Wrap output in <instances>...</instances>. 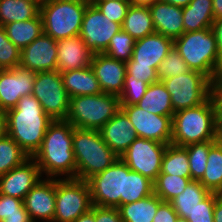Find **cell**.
Returning a JSON list of instances; mask_svg holds the SVG:
<instances>
[{"mask_svg":"<svg viewBox=\"0 0 222 222\" xmlns=\"http://www.w3.org/2000/svg\"><path fill=\"white\" fill-rule=\"evenodd\" d=\"M214 18L222 17V0H212Z\"/></svg>","mask_w":222,"mask_h":222,"instance_id":"cell-54","label":"cell"},{"mask_svg":"<svg viewBox=\"0 0 222 222\" xmlns=\"http://www.w3.org/2000/svg\"><path fill=\"white\" fill-rule=\"evenodd\" d=\"M215 142L216 141H204L185 146L192 180L199 181L203 177L209 150Z\"/></svg>","mask_w":222,"mask_h":222,"instance_id":"cell-37","label":"cell"},{"mask_svg":"<svg viewBox=\"0 0 222 222\" xmlns=\"http://www.w3.org/2000/svg\"><path fill=\"white\" fill-rule=\"evenodd\" d=\"M119 1H124V2L132 3V0H119Z\"/></svg>","mask_w":222,"mask_h":222,"instance_id":"cell-60","label":"cell"},{"mask_svg":"<svg viewBox=\"0 0 222 222\" xmlns=\"http://www.w3.org/2000/svg\"><path fill=\"white\" fill-rule=\"evenodd\" d=\"M36 72L18 65L0 71V109H13L18 101L32 94Z\"/></svg>","mask_w":222,"mask_h":222,"instance_id":"cell-15","label":"cell"},{"mask_svg":"<svg viewBox=\"0 0 222 222\" xmlns=\"http://www.w3.org/2000/svg\"><path fill=\"white\" fill-rule=\"evenodd\" d=\"M216 141L222 146V125H217Z\"/></svg>","mask_w":222,"mask_h":222,"instance_id":"cell-57","label":"cell"},{"mask_svg":"<svg viewBox=\"0 0 222 222\" xmlns=\"http://www.w3.org/2000/svg\"><path fill=\"white\" fill-rule=\"evenodd\" d=\"M95 222H123L119 209L95 206Z\"/></svg>","mask_w":222,"mask_h":222,"instance_id":"cell-46","label":"cell"},{"mask_svg":"<svg viewBox=\"0 0 222 222\" xmlns=\"http://www.w3.org/2000/svg\"><path fill=\"white\" fill-rule=\"evenodd\" d=\"M57 50V70L60 73L90 66L94 54L79 35L57 40Z\"/></svg>","mask_w":222,"mask_h":222,"instance_id":"cell-22","label":"cell"},{"mask_svg":"<svg viewBox=\"0 0 222 222\" xmlns=\"http://www.w3.org/2000/svg\"><path fill=\"white\" fill-rule=\"evenodd\" d=\"M7 135L32 157L40 148L48 126L53 121L31 94L23 96L7 112Z\"/></svg>","mask_w":222,"mask_h":222,"instance_id":"cell-2","label":"cell"},{"mask_svg":"<svg viewBox=\"0 0 222 222\" xmlns=\"http://www.w3.org/2000/svg\"><path fill=\"white\" fill-rule=\"evenodd\" d=\"M135 42L133 37L121 29L110 39L109 46L103 53L113 59L127 63L132 58Z\"/></svg>","mask_w":222,"mask_h":222,"instance_id":"cell-38","label":"cell"},{"mask_svg":"<svg viewBox=\"0 0 222 222\" xmlns=\"http://www.w3.org/2000/svg\"><path fill=\"white\" fill-rule=\"evenodd\" d=\"M32 95L40 102L44 112L52 120H65L70 96L58 70L36 72Z\"/></svg>","mask_w":222,"mask_h":222,"instance_id":"cell-11","label":"cell"},{"mask_svg":"<svg viewBox=\"0 0 222 222\" xmlns=\"http://www.w3.org/2000/svg\"><path fill=\"white\" fill-rule=\"evenodd\" d=\"M159 0H132V5L150 7Z\"/></svg>","mask_w":222,"mask_h":222,"instance_id":"cell-55","label":"cell"},{"mask_svg":"<svg viewBox=\"0 0 222 222\" xmlns=\"http://www.w3.org/2000/svg\"><path fill=\"white\" fill-rule=\"evenodd\" d=\"M161 81L171 95L174 112L197 107L210 98L211 80L200 72L190 70Z\"/></svg>","mask_w":222,"mask_h":222,"instance_id":"cell-9","label":"cell"},{"mask_svg":"<svg viewBox=\"0 0 222 222\" xmlns=\"http://www.w3.org/2000/svg\"><path fill=\"white\" fill-rule=\"evenodd\" d=\"M57 41L42 33L21 50L20 66L34 72L57 70Z\"/></svg>","mask_w":222,"mask_h":222,"instance_id":"cell-16","label":"cell"},{"mask_svg":"<svg viewBox=\"0 0 222 222\" xmlns=\"http://www.w3.org/2000/svg\"><path fill=\"white\" fill-rule=\"evenodd\" d=\"M99 132L104 142L119 158L137 138L133 124L122 109Z\"/></svg>","mask_w":222,"mask_h":222,"instance_id":"cell-21","label":"cell"},{"mask_svg":"<svg viewBox=\"0 0 222 222\" xmlns=\"http://www.w3.org/2000/svg\"><path fill=\"white\" fill-rule=\"evenodd\" d=\"M149 9L156 33L163 34L173 41L184 33L182 7L159 0Z\"/></svg>","mask_w":222,"mask_h":222,"instance_id":"cell-23","label":"cell"},{"mask_svg":"<svg viewBox=\"0 0 222 222\" xmlns=\"http://www.w3.org/2000/svg\"><path fill=\"white\" fill-rule=\"evenodd\" d=\"M74 127L66 120H53L45 133L40 148L32 156L42 175L47 178L66 176L76 178L73 151Z\"/></svg>","mask_w":222,"mask_h":222,"instance_id":"cell-1","label":"cell"},{"mask_svg":"<svg viewBox=\"0 0 222 222\" xmlns=\"http://www.w3.org/2000/svg\"><path fill=\"white\" fill-rule=\"evenodd\" d=\"M74 222H95V205L88 212L79 216Z\"/></svg>","mask_w":222,"mask_h":222,"instance_id":"cell-52","label":"cell"},{"mask_svg":"<svg viewBox=\"0 0 222 222\" xmlns=\"http://www.w3.org/2000/svg\"><path fill=\"white\" fill-rule=\"evenodd\" d=\"M103 93L120 96L124 87L126 63L104 53H94L90 64Z\"/></svg>","mask_w":222,"mask_h":222,"instance_id":"cell-20","label":"cell"},{"mask_svg":"<svg viewBox=\"0 0 222 222\" xmlns=\"http://www.w3.org/2000/svg\"><path fill=\"white\" fill-rule=\"evenodd\" d=\"M21 50L7 37L3 26H0V67L12 69L20 64Z\"/></svg>","mask_w":222,"mask_h":222,"instance_id":"cell-40","label":"cell"},{"mask_svg":"<svg viewBox=\"0 0 222 222\" xmlns=\"http://www.w3.org/2000/svg\"><path fill=\"white\" fill-rule=\"evenodd\" d=\"M200 183L210 192L222 194V146L216 141L210 148Z\"/></svg>","mask_w":222,"mask_h":222,"instance_id":"cell-32","label":"cell"},{"mask_svg":"<svg viewBox=\"0 0 222 222\" xmlns=\"http://www.w3.org/2000/svg\"><path fill=\"white\" fill-rule=\"evenodd\" d=\"M63 85L70 98L103 93L91 66L61 73Z\"/></svg>","mask_w":222,"mask_h":222,"instance_id":"cell-24","label":"cell"},{"mask_svg":"<svg viewBox=\"0 0 222 222\" xmlns=\"http://www.w3.org/2000/svg\"><path fill=\"white\" fill-rule=\"evenodd\" d=\"M73 151L76 179L84 181L103 172L119 158L104 142L99 130L74 128Z\"/></svg>","mask_w":222,"mask_h":222,"instance_id":"cell-5","label":"cell"},{"mask_svg":"<svg viewBox=\"0 0 222 222\" xmlns=\"http://www.w3.org/2000/svg\"><path fill=\"white\" fill-rule=\"evenodd\" d=\"M23 203L32 222H36L38 219L53 222L56 204V178L41 179L28 192Z\"/></svg>","mask_w":222,"mask_h":222,"instance_id":"cell-18","label":"cell"},{"mask_svg":"<svg viewBox=\"0 0 222 222\" xmlns=\"http://www.w3.org/2000/svg\"><path fill=\"white\" fill-rule=\"evenodd\" d=\"M162 2H166L175 6L185 7L187 6L191 0H160Z\"/></svg>","mask_w":222,"mask_h":222,"instance_id":"cell-56","label":"cell"},{"mask_svg":"<svg viewBox=\"0 0 222 222\" xmlns=\"http://www.w3.org/2000/svg\"><path fill=\"white\" fill-rule=\"evenodd\" d=\"M121 28L135 40L156 32L149 7L132 4L128 9Z\"/></svg>","mask_w":222,"mask_h":222,"instance_id":"cell-28","label":"cell"},{"mask_svg":"<svg viewBox=\"0 0 222 222\" xmlns=\"http://www.w3.org/2000/svg\"><path fill=\"white\" fill-rule=\"evenodd\" d=\"M121 109L119 96L101 93L70 98L65 118L74 128L100 130Z\"/></svg>","mask_w":222,"mask_h":222,"instance_id":"cell-7","label":"cell"},{"mask_svg":"<svg viewBox=\"0 0 222 222\" xmlns=\"http://www.w3.org/2000/svg\"><path fill=\"white\" fill-rule=\"evenodd\" d=\"M217 111V125H222V108H216Z\"/></svg>","mask_w":222,"mask_h":222,"instance_id":"cell-58","label":"cell"},{"mask_svg":"<svg viewBox=\"0 0 222 222\" xmlns=\"http://www.w3.org/2000/svg\"><path fill=\"white\" fill-rule=\"evenodd\" d=\"M41 177L38 164L30 157L23 164L0 176V194L24 200Z\"/></svg>","mask_w":222,"mask_h":222,"instance_id":"cell-17","label":"cell"},{"mask_svg":"<svg viewBox=\"0 0 222 222\" xmlns=\"http://www.w3.org/2000/svg\"><path fill=\"white\" fill-rule=\"evenodd\" d=\"M213 215L214 222H222V194H220L215 200Z\"/></svg>","mask_w":222,"mask_h":222,"instance_id":"cell-51","label":"cell"},{"mask_svg":"<svg viewBox=\"0 0 222 222\" xmlns=\"http://www.w3.org/2000/svg\"><path fill=\"white\" fill-rule=\"evenodd\" d=\"M91 0H44L40 5L43 33L54 40L78 36Z\"/></svg>","mask_w":222,"mask_h":222,"instance_id":"cell-6","label":"cell"},{"mask_svg":"<svg viewBox=\"0 0 222 222\" xmlns=\"http://www.w3.org/2000/svg\"><path fill=\"white\" fill-rule=\"evenodd\" d=\"M184 32L200 31L211 28L214 22L212 0H191L182 7Z\"/></svg>","mask_w":222,"mask_h":222,"instance_id":"cell-25","label":"cell"},{"mask_svg":"<svg viewBox=\"0 0 222 222\" xmlns=\"http://www.w3.org/2000/svg\"><path fill=\"white\" fill-rule=\"evenodd\" d=\"M178 214L175 212L170 202L163 201L157 209L153 222H176Z\"/></svg>","mask_w":222,"mask_h":222,"instance_id":"cell-47","label":"cell"},{"mask_svg":"<svg viewBox=\"0 0 222 222\" xmlns=\"http://www.w3.org/2000/svg\"><path fill=\"white\" fill-rule=\"evenodd\" d=\"M56 179V204L53 222H74L92 205L87 181L63 177Z\"/></svg>","mask_w":222,"mask_h":222,"instance_id":"cell-8","label":"cell"},{"mask_svg":"<svg viewBox=\"0 0 222 222\" xmlns=\"http://www.w3.org/2000/svg\"><path fill=\"white\" fill-rule=\"evenodd\" d=\"M160 173L180 177H191L186 148L168 144L162 158Z\"/></svg>","mask_w":222,"mask_h":222,"instance_id":"cell-33","label":"cell"},{"mask_svg":"<svg viewBox=\"0 0 222 222\" xmlns=\"http://www.w3.org/2000/svg\"><path fill=\"white\" fill-rule=\"evenodd\" d=\"M127 165L118 158L110 167L87 180L92 205L118 208L125 197Z\"/></svg>","mask_w":222,"mask_h":222,"instance_id":"cell-10","label":"cell"},{"mask_svg":"<svg viewBox=\"0 0 222 222\" xmlns=\"http://www.w3.org/2000/svg\"><path fill=\"white\" fill-rule=\"evenodd\" d=\"M29 158L9 135L0 139V176L23 164Z\"/></svg>","mask_w":222,"mask_h":222,"instance_id":"cell-35","label":"cell"},{"mask_svg":"<svg viewBox=\"0 0 222 222\" xmlns=\"http://www.w3.org/2000/svg\"><path fill=\"white\" fill-rule=\"evenodd\" d=\"M119 23L109 20L90 2L87 5L79 36L92 53H103L110 39L121 30Z\"/></svg>","mask_w":222,"mask_h":222,"instance_id":"cell-13","label":"cell"},{"mask_svg":"<svg viewBox=\"0 0 222 222\" xmlns=\"http://www.w3.org/2000/svg\"><path fill=\"white\" fill-rule=\"evenodd\" d=\"M148 84L137 79H125L124 87L119 96L120 105H135L144 96Z\"/></svg>","mask_w":222,"mask_h":222,"instance_id":"cell-42","label":"cell"},{"mask_svg":"<svg viewBox=\"0 0 222 222\" xmlns=\"http://www.w3.org/2000/svg\"><path fill=\"white\" fill-rule=\"evenodd\" d=\"M109 20L119 23L121 26L132 3L119 0H91Z\"/></svg>","mask_w":222,"mask_h":222,"instance_id":"cell-41","label":"cell"},{"mask_svg":"<svg viewBox=\"0 0 222 222\" xmlns=\"http://www.w3.org/2000/svg\"><path fill=\"white\" fill-rule=\"evenodd\" d=\"M173 47L190 70L200 72L210 80L222 69V58L211 28L184 32L174 40Z\"/></svg>","mask_w":222,"mask_h":222,"instance_id":"cell-4","label":"cell"},{"mask_svg":"<svg viewBox=\"0 0 222 222\" xmlns=\"http://www.w3.org/2000/svg\"><path fill=\"white\" fill-rule=\"evenodd\" d=\"M215 108H222V69L211 80V94Z\"/></svg>","mask_w":222,"mask_h":222,"instance_id":"cell-48","label":"cell"},{"mask_svg":"<svg viewBox=\"0 0 222 222\" xmlns=\"http://www.w3.org/2000/svg\"><path fill=\"white\" fill-rule=\"evenodd\" d=\"M191 181V177L159 173L156 181L153 183L154 193L160 197L162 201L170 202L183 192Z\"/></svg>","mask_w":222,"mask_h":222,"instance_id":"cell-36","label":"cell"},{"mask_svg":"<svg viewBox=\"0 0 222 222\" xmlns=\"http://www.w3.org/2000/svg\"><path fill=\"white\" fill-rule=\"evenodd\" d=\"M174 41L163 34L153 33L135 42L132 58L126 66H143L157 69L173 49Z\"/></svg>","mask_w":222,"mask_h":222,"instance_id":"cell-19","label":"cell"},{"mask_svg":"<svg viewBox=\"0 0 222 222\" xmlns=\"http://www.w3.org/2000/svg\"><path fill=\"white\" fill-rule=\"evenodd\" d=\"M3 27L10 41L22 50L43 33V20L39 14L36 18L12 22Z\"/></svg>","mask_w":222,"mask_h":222,"instance_id":"cell-29","label":"cell"},{"mask_svg":"<svg viewBox=\"0 0 222 222\" xmlns=\"http://www.w3.org/2000/svg\"><path fill=\"white\" fill-rule=\"evenodd\" d=\"M171 144L188 146L216 141L217 111L210 97L201 105L176 111L172 118Z\"/></svg>","mask_w":222,"mask_h":222,"instance_id":"cell-3","label":"cell"},{"mask_svg":"<svg viewBox=\"0 0 222 222\" xmlns=\"http://www.w3.org/2000/svg\"><path fill=\"white\" fill-rule=\"evenodd\" d=\"M125 79L141 80L148 85L159 81L155 68L143 66H126Z\"/></svg>","mask_w":222,"mask_h":222,"instance_id":"cell-44","label":"cell"},{"mask_svg":"<svg viewBox=\"0 0 222 222\" xmlns=\"http://www.w3.org/2000/svg\"><path fill=\"white\" fill-rule=\"evenodd\" d=\"M189 71L190 69L187 63L173 47V49L167 54L165 59L157 67L156 74L159 78V81H161L162 79L179 76Z\"/></svg>","mask_w":222,"mask_h":222,"instance_id":"cell-39","label":"cell"},{"mask_svg":"<svg viewBox=\"0 0 222 222\" xmlns=\"http://www.w3.org/2000/svg\"><path fill=\"white\" fill-rule=\"evenodd\" d=\"M7 135V113L0 109V139Z\"/></svg>","mask_w":222,"mask_h":222,"instance_id":"cell-53","label":"cell"},{"mask_svg":"<svg viewBox=\"0 0 222 222\" xmlns=\"http://www.w3.org/2000/svg\"><path fill=\"white\" fill-rule=\"evenodd\" d=\"M153 193V182L127 166L125 197H121V205L142 200Z\"/></svg>","mask_w":222,"mask_h":222,"instance_id":"cell-34","label":"cell"},{"mask_svg":"<svg viewBox=\"0 0 222 222\" xmlns=\"http://www.w3.org/2000/svg\"><path fill=\"white\" fill-rule=\"evenodd\" d=\"M1 222H32V220L26 210H20V214L5 216Z\"/></svg>","mask_w":222,"mask_h":222,"instance_id":"cell-50","label":"cell"},{"mask_svg":"<svg viewBox=\"0 0 222 222\" xmlns=\"http://www.w3.org/2000/svg\"><path fill=\"white\" fill-rule=\"evenodd\" d=\"M211 30L214 33L217 42V48L222 58V17L214 20L211 26Z\"/></svg>","mask_w":222,"mask_h":222,"instance_id":"cell-49","label":"cell"},{"mask_svg":"<svg viewBox=\"0 0 222 222\" xmlns=\"http://www.w3.org/2000/svg\"><path fill=\"white\" fill-rule=\"evenodd\" d=\"M40 5L34 0H0V26L36 18Z\"/></svg>","mask_w":222,"mask_h":222,"instance_id":"cell-27","label":"cell"},{"mask_svg":"<svg viewBox=\"0 0 222 222\" xmlns=\"http://www.w3.org/2000/svg\"><path fill=\"white\" fill-rule=\"evenodd\" d=\"M133 124L137 137L171 144L172 118L155 115L135 105H120Z\"/></svg>","mask_w":222,"mask_h":222,"instance_id":"cell-14","label":"cell"},{"mask_svg":"<svg viewBox=\"0 0 222 222\" xmlns=\"http://www.w3.org/2000/svg\"><path fill=\"white\" fill-rule=\"evenodd\" d=\"M136 105L155 115L173 117L175 113L172 108L171 95L162 81L149 84L143 98Z\"/></svg>","mask_w":222,"mask_h":222,"instance_id":"cell-26","label":"cell"},{"mask_svg":"<svg viewBox=\"0 0 222 222\" xmlns=\"http://www.w3.org/2000/svg\"><path fill=\"white\" fill-rule=\"evenodd\" d=\"M220 194L210 193L186 218L188 222H214L215 200Z\"/></svg>","mask_w":222,"mask_h":222,"instance_id":"cell-43","label":"cell"},{"mask_svg":"<svg viewBox=\"0 0 222 222\" xmlns=\"http://www.w3.org/2000/svg\"><path fill=\"white\" fill-rule=\"evenodd\" d=\"M168 144L137 137L120 157L130 170L156 181Z\"/></svg>","mask_w":222,"mask_h":222,"instance_id":"cell-12","label":"cell"},{"mask_svg":"<svg viewBox=\"0 0 222 222\" xmlns=\"http://www.w3.org/2000/svg\"><path fill=\"white\" fill-rule=\"evenodd\" d=\"M176 222H188L186 219L184 218H179L176 220Z\"/></svg>","mask_w":222,"mask_h":222,"instance_id":"cell-59","label":"cell"},{"mask_svg":"<svg viewBox=\"0 0 222 222\" xmlns=\"http://www.w3.org/2000/svg\"><path fill=\"white\" fill-rule=\"evenodd\" d=\"M20 210H26L23 200L0 194V222L5 216L20 214Z\"/></svg>","mask_w":222,"mask_h":222,"instance_id":"cell-45","label":"cell"},{"mask_svg":"<svg viewBox=\"0 0 222 222\" xmlns=\"http://www.w3.org/2000/svg\"><path fill=\"white\" fill-rule=\"evenodd\" d=\"M34 1H37L39 3H42L44 0H34Z\"/></svg>","mask_w":222,"mask_h":222,"instance_id":"cell-61","label":"cell"},{"mask_svg":"<svg viewBox=\"0 0 222 222\" xmlns=\"http://www.w3.org/2000/svg\"><path fill=\"white\" fill-rule=\"evenodd\" d=\"M210 192L200 183L192 180L183 192L173 198L170 203L179 218L186 219Z\"/></svg>","mask_w":222,"mask_h":222,"instance_id":"cell-31","label":"cell"},{"mask_svg":"<svg viewBox=\"0 0 222 222\" xmlns=\"http://www.w3.org/2000/svg\"><path fill=\"white\" fill-rule=\"evenodd\" d=\"M162 199L155 193L136 202L118 207L123 222H153Z\"/></svg>","mask_w":222,"mask_h":222,"instance_id":"cell-30","label":"cell"}]
</instances>
